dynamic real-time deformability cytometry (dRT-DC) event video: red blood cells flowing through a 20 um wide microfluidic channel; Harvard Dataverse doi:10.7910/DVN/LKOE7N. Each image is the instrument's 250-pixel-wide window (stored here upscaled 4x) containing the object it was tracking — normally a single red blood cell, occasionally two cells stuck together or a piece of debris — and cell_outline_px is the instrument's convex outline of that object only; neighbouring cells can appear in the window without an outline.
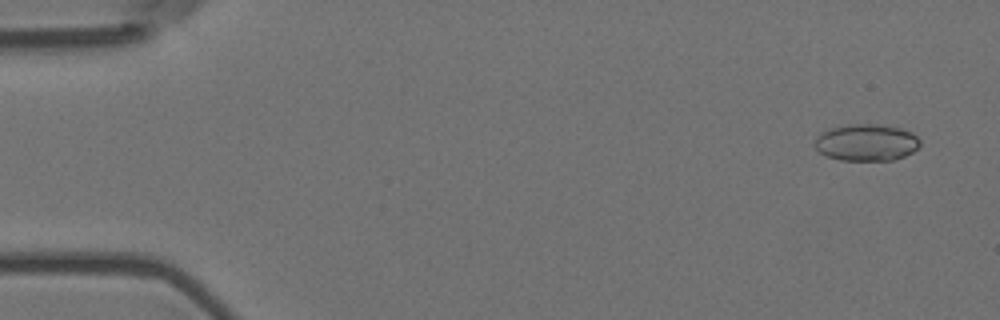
{"species": "Egyptian fruit bat (a non-hibernating species)", "species_latin": "Rousettus aegyptiacus", "temperature_condition": "room temperature", "stored_images_in_passage": 7, "camera_frame_rate_fps": 3000, "um_per_image_px": 0.085, "animal": {"sex": "female"}, "frame": {"image": 1, "passage_image": 1, "time_ms": 0.0, "image_size_px": [1000, 320], "cell_outline_px": [[920, 144], [912, 152], [904, 156], [892, 160], [840, 160], [828, 156], [820, 152], [816, 148], [816, 136], [820, 132], [832, 128], [848, 124], [876, 124], [900, 128], [912, 132], [920, 140]], "centroid_in_image_um": [73.65, 12.1], "position_along_channel_um": 11.4, "area_um2": 22.43}}
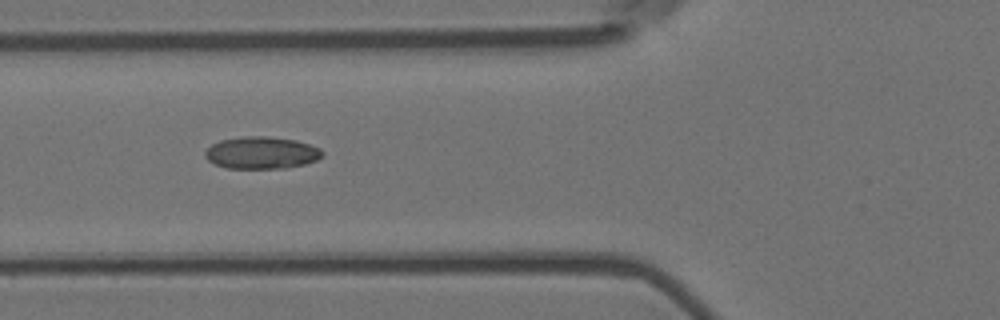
{"frame": {"image": 2, "passage_image": 6, "time_ms": 1.667, "image_size_px": [1000, 320], "cell_outline_px": [[324, 156], [316, 160], [304, 164], [288, 168], [228, 168], [216, 164], [208, 160], [204, 156], [204, 152], [212, 144], [220, 140], [240, 136], [268, 136], [296, 140], [320, 148], [324, 152]], "centroid_in_image_um": [22.24, 12.98], "position_along_channel_um": 103.6, "area_um2": 22.08}}
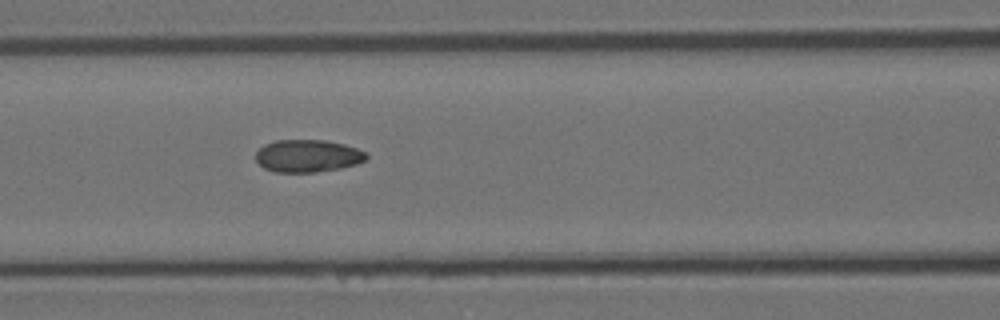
{"frame": {"image": 3, "passage_image": 7, "time_ms": 2.0, "image_size_px": [1000, 320], "cell_outline_px": [[368, 156], [364, 160], [356, 164], [340, 168], [316, 172], [276, 172], [264, 168], [256, 160], [256, 152], [264, 144], [276, 140], [324, 140], [344, 144], [368, 152]], "centroid_in_image_um": [26.16, 13.25], "position_along_channel_um": 140.4, "area_um2": 20.92}}